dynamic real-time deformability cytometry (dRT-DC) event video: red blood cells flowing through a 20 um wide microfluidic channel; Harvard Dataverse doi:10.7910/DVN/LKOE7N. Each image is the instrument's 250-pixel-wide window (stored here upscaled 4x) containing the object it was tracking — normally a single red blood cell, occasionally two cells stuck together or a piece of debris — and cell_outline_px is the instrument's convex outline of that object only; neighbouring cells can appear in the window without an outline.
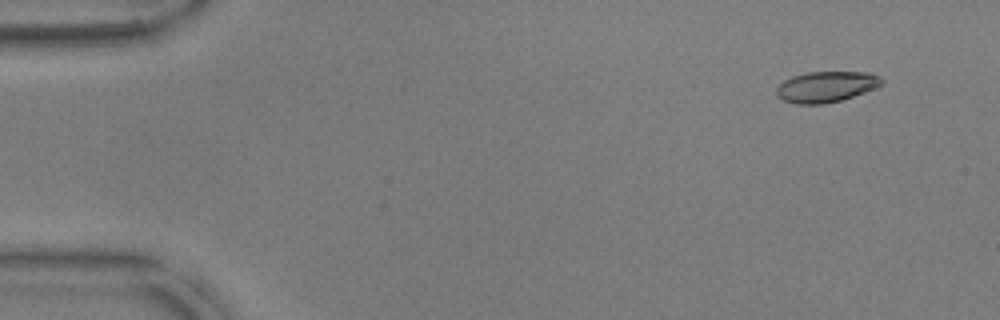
{"species": "common noctule bat (a hibernating species)", "species_latin": "Nyctalus noctula", "temperature_condition": "warm", "stored_images_in_passage": 14, "camera_frame_rate_fps": 3000, "um_per_image_px": 0.085, "animal": {"sex": "male", "body_mass_g": 17.9, "forearm_length_mm": 54.2}, "frame": {"image": 1, "passage_image": 5, "time_ms": 1.333, "image_size_px": [1000, 320], "cell_outline_px": [[884, 84], [876, 88], [840, 100], [824, 104], [796, 104], [784, 100], [776, 96], [776, 88], [784, 80], [792, 76], [808, 72], [868, 72], [880, 76], [884, 80]], "centroid_in_image_um": [70.23, 7.37], "position_along_channel_um": 14.8, "area_um2": 18.96}}